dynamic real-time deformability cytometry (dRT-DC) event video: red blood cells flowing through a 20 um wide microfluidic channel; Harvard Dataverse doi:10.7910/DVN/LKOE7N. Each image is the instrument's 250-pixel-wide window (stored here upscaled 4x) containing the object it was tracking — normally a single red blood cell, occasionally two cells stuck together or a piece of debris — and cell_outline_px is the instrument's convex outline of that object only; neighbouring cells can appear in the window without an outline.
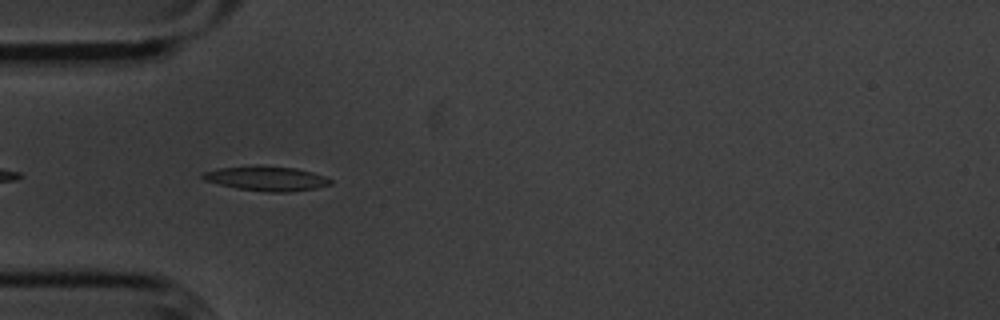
{"species": "common noctule bat (a hibernating species)", "species_latin": "Nyctalus noctula", "temperature_condition": "cold", "stored_images_in_passage": 42, "camera_frame_rate_fps": 3000, "um_per_image_px": 0.085, "animal": {"sex": "male", "body_mass_g": 20.1, "forearm_length_mm": 53.5}, "frame": {"image": 1, "passage_image": 3, "time_ms": 0.667, "image_size_px": [1000, 320], "cell_outline_px": [[332, 184], [316, 188], [288, 192], [268, 192], [236, 188], [204, 180], [200, 176], [204, 172], [220, 168], [256, 164], [260, 164], [296, 168], [312, 172], [324, 176], [332, 180]], "centroid_in_image_um": [22.65, 15.15], "position_along_channel_um": 62.3, "area_um2": 18.5}}
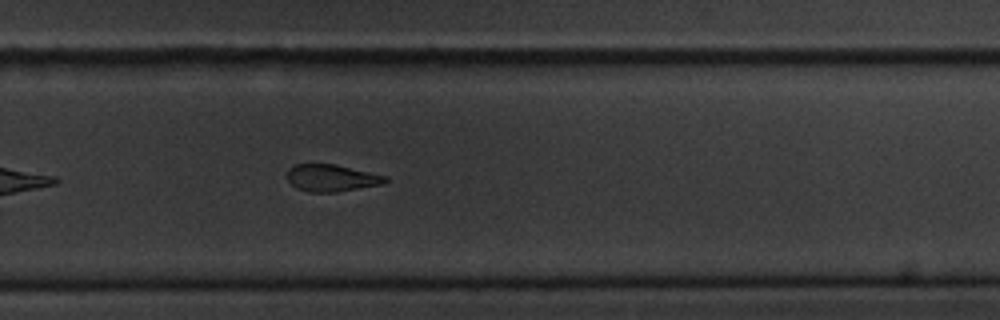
{"frame": {"image": 2, "passage_image": 23, "time_ms": 7.333, "image_size_px": [1000, 320], "cell_outline_px": [[388, 180], [384, 184], [336, 192], [308, 192], [296, 188], [284, 176], [288, 168], [296, 164], [336, 164], [388, 176]], "centroid_in_image_um": [28.17, 15.12], "position_along_channel_um": 301.6, "area_um2": 15.72}}
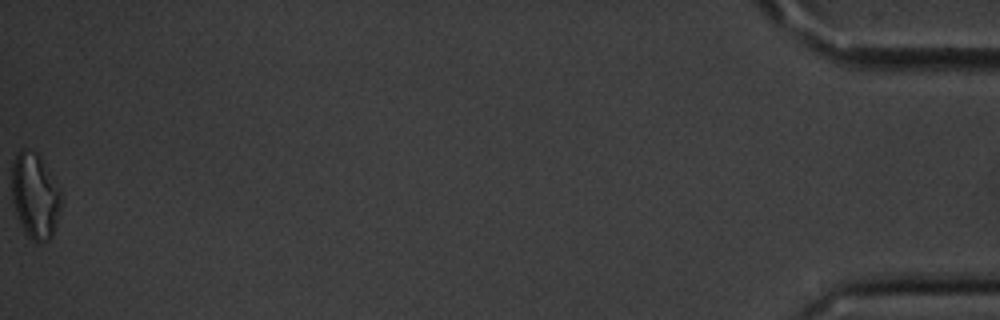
{"frame": {"image": 3, "passage_image": 42, "time_ms": 13.667, "image_size_px": [1000, 320], "cell_outline_px": [[60, 208], [56, 224], [52, 236], [48, 240], [40, 244], [36, 244], [24, 232], [12, 204], [12, 164], [20, 148], [28, 148], [36, 152], [40, 156], [60, 192]], "centroid_in_image_um": [2.94, 16.66], "position_along_channel_um": 432.3, "area_um2": 24.51}, "authors_computed_cell_mechanics": {"area_um2": 17.3978, "velocity_mm_per_s": 3.6093, "shape_relaxation_time_tau1_ms": 5.1307, "shape_relaxation_time_tau2_ms": null, "deformation_change_tau1": 0.1572, "deformation_change_tau2": null}}